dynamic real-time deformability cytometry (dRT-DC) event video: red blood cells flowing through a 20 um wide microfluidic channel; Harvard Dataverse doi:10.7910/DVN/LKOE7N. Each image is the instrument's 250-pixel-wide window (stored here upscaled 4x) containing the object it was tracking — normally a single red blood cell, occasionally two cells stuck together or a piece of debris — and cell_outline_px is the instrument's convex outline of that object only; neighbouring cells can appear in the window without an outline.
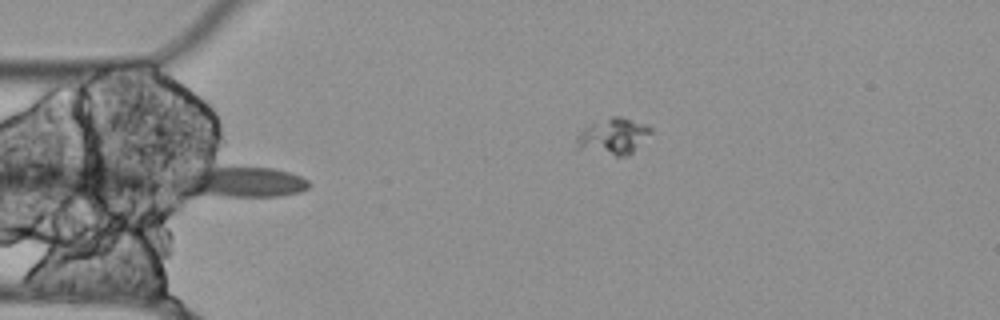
{"species": "Egyptian fruit bat (a non-hibernating species)", "species_latin": "Rousettus aegyptiacus", "temperature_condition": "cold", "stored_images_in_passage": 6, "camera_frame_rate_fps": 3000, "um_per_image_px": 0.085, "animal": {"sex": "female"}, "frame": {"image": 1, "passage_image": 6, "time_ms": 1.667, "image_size_px": [1000, 320], "cell_outline_px": [[652, 132], [628, 156], [616, 156], [572, 148], [576, 136], [584, 128], [592, 124], [612, 116], [620, 116], [648, 124], [652, 128]], "centroid_in_image_um": [52.09, 11.59], "position_along_channel_um": 32.9, "area_um2": 15.84}}